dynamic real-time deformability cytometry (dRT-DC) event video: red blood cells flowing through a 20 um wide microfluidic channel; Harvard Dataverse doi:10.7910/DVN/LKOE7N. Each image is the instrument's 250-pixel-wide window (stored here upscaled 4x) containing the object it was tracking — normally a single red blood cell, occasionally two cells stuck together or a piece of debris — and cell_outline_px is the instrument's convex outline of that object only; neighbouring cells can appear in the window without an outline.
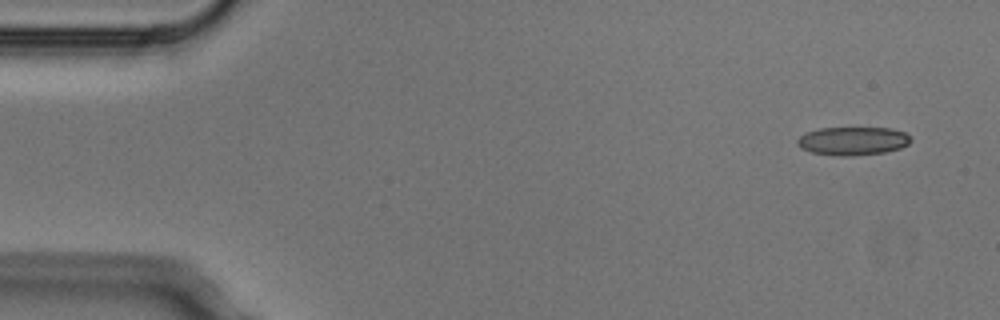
{"species": "Egyptian fruit bat (a non-hibernating species)", "species_latin": "Rousettus aegyptiacus", "temperature_condition": "cold", "stored_images_in_passage": 4, "camera_frame_rate_fps": 3000, "um_per_image_px": 0.085, "animal": {"sex": "male"}, "frame": {"image": 1, "passage_image": 1, "time_ms": 0.0, "image_size_px": [1000, 320], "cell_outline_px": [[912, 140], [908, 144], [900, 148], [884, 152], [852, 156], [840, 156], [812, 152], [800, 148], [796, 144], [796, 140], [800, 136], [808, 132], [820, 128], [892, 128], [904, 132]], "centroid_in_image_um": [72.48, 11.98], "position_along_channel_um": 12.5, "area_um2": 18.67}}
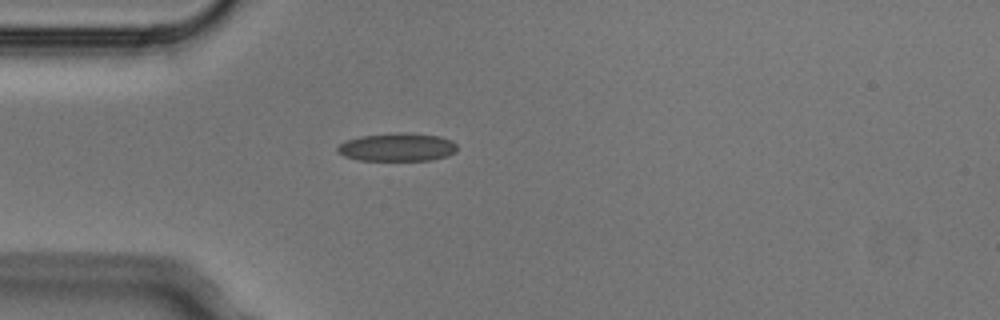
{"frame": {"image": 2, "passage_image": 4, "time_ms": 1.0, "image_size_px": [1000, 320], "cell_outline_px": [[456, 152], [448, 156], [432, 160], [360, 160], [344, 156], [336, 152], [336, 148], [344, 140], [360, 136], [396, 132], [404, 132], [440, 136], [452, 140], [456, 144]], "centroid_in_image_um": [33.76, 12.5], "position_along_channel_um": 51.2, "area_um2": 19.88}}